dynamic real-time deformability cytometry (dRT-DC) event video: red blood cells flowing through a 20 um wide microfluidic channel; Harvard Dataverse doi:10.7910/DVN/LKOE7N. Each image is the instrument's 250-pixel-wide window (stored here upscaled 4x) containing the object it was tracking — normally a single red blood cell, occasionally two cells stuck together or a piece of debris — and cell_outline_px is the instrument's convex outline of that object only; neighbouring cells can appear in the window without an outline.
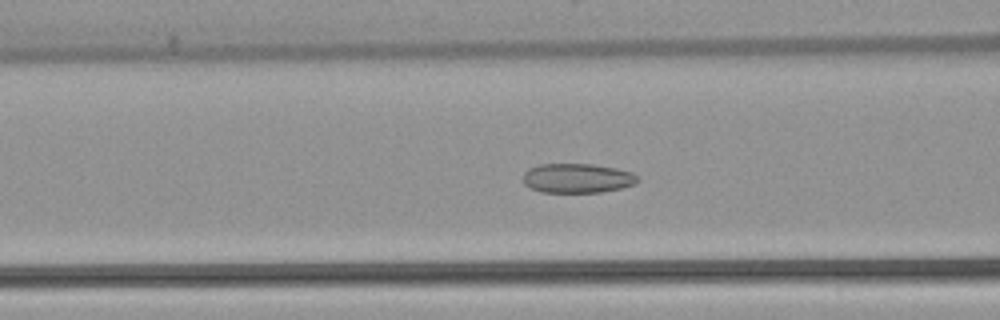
{"species": "common noctule bat (a hibernating species)", "species_latin": "Nyctalus noctula", "temperature_condition": "warm", "stored_images_in_passage": 41, "camera_frame_rate_fps": 3000, "um_per_image_px": 0.085, "animal": {"sex": "female", "body_mass_g": 22.7, "forearm_length_mm": 54.2}, "frame": {"image": 1, "passage_image": 9, "time_ms": 2.667, "image_size_px": [1000, 320], "cell_outline_px": [[640, 180], [636, 184], [620, 188], [600, 192], [540, 192], [528, 188], [524, 184], [524, 172], [528, 168], [540, 164], [592, 164], [616, 168], [632, 172], [640, 176]], "centroid_in_image_um": [49.08, 15.14], "position_along_channel_um": 117.5, "area_um2": 19.88}}
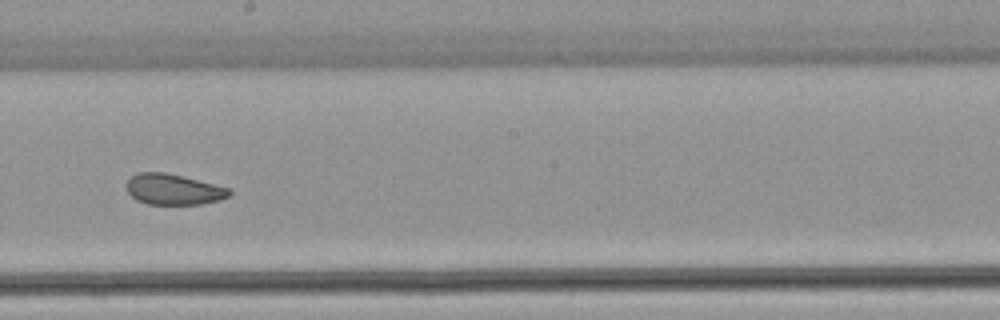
{"frame": {"image": 2, "passage_image": 18, "time_ms": 5.667, "image_size_px": [1000, 320], "cell_outline_px": [[232, 196], [220, 200], [200, 204], [148, 204], [136, 200], [128, 192], [124, 184], [136, 172], [164, 172], [232, 188]], "centroid_in_image_um": [14.76, 16.1], "position_along_channel_um": 233.4, "area_um2": 18.61}}
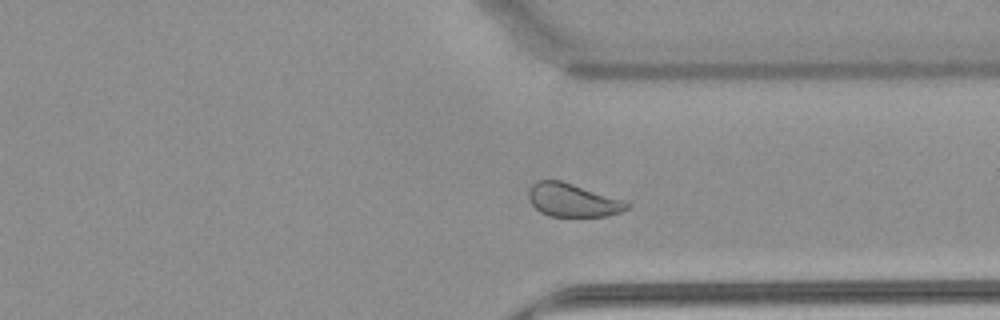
{"frame": {"image": 3, "passage_image": 28, "time_ms": 9.0, "image_size_px": [1000, 320], "cell_outline_px": [[628, 208], [620, 212], [608, 216], [548, 216], [540, 212], [528, 200], [528, 188], [536, 180], [560, 180], [620, 200], [628, 204]], "centroid_in_image_um": [48.57, 17.02], "position_along_channel_um": 362.8, "area_um2": 18.67}, "authors_computed_cell_mechanics": {"area_um2": 20.2878, "velocity_mm_per_s": 3.87, "shape_relaxation_time_tau1_ms": null, "shape_relaxation_time_tau2_ms": 2.1564, "deformation_change_tau1": null, "deformation_change_tau2": 0.0731}}